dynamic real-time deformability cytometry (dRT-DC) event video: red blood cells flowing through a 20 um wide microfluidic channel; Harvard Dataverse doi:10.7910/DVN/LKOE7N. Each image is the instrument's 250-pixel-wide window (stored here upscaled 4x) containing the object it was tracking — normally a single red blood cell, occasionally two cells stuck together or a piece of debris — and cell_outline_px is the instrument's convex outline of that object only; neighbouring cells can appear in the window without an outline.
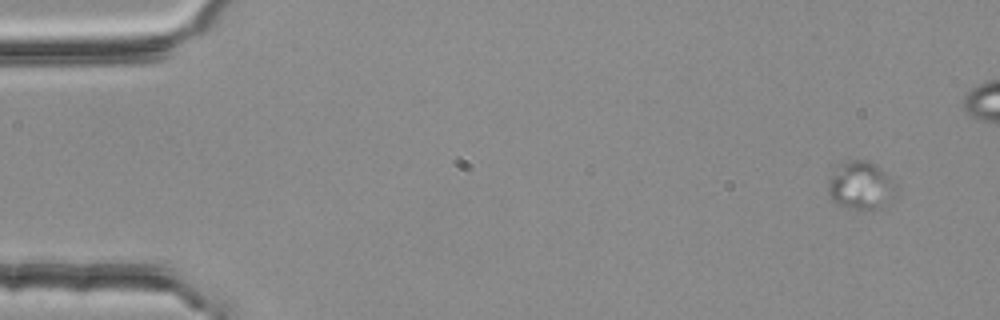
{"species": "common noctule bat (a hibernating species)", "species_latin": "Nyctalus noctula", "temperature_condition": "room temperature", "stored_images_in_passage": 4, "camera_frame_rate_fps": 3000, "um_per_image_px": 0.085, "animal": {"sex": "female", "body_mass_g": 25.1}, "frame": {"image": 1, "passage_image": 1, "time_ms": 0.0, "image_size_px": [1000, 320], "cell_outline_px": [[896, 196], [892, 200], [872, 212], [848, 208], [836, 204], [832, 200], [828, 192], [828, 184], [836, 164], [848, 160], [868, 160], [876, 164], [888, 176], [896, 188]], "centroid_in_image_um": [73.15, 15.79], "position_along_channel_um": 11.8, "area_um2": 19.42}}